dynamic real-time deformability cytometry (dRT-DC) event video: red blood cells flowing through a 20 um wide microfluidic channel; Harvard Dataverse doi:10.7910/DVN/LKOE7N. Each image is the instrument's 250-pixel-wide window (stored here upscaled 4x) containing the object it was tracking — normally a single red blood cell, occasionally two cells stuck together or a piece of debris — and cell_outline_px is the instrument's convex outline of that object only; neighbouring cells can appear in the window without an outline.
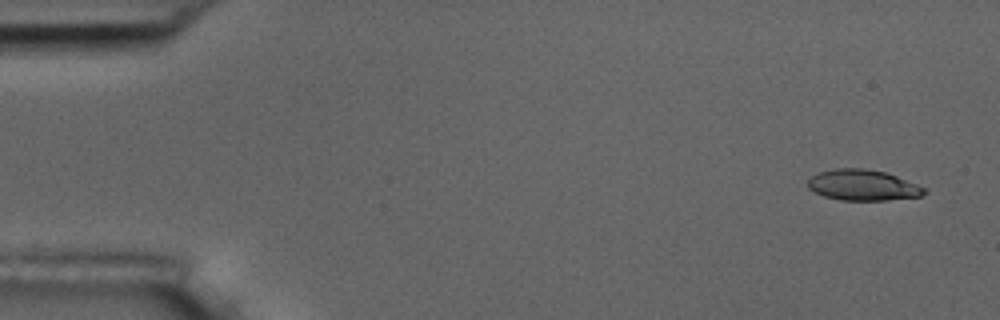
{"species": "common noctule bat (a hibernating species)", "species_latin": "Nyctalus noctula", "temperature_condition": "room temperature", "stored_images_in_passage": 8, "camera_frame_rate_fps": 3000, "um_per_image_px": 0.085, "animal": {"sex": "male", "body_mass_g": 17.5, "forearm_length_mm": 52.3}, "frame": {"image": 1, "passage_image": 1, "time_ms": 0.0, "image_size_px": [1000, 320], "cell_outline_px": [[928, 192], [920, 196], [884, 200], [840, 200], [824, 196], [808, 188], [808, 180], [816, 172], [836, 168], [864, 168], [884, 172], [896, 176], [916, 184], [924, 188]], "centroid_in_image_um": [73.3, 15.73], "position_along_channel_um": 11.7, "area_um2": 20.75}}
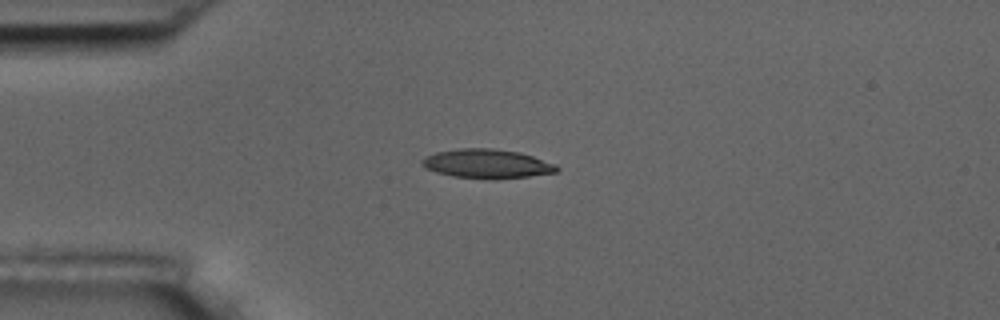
{"frame": {"image": 2, "passage_image": 4, "time_ms": 3.667, "image_size_px": [1000, 320], "cell_outline_px": [[560, 168], [556, 172], [528, 176], [496, 180], [492, 180], [452, 176], [436, 172], [424, 168], [420, 164], [420, 160], [424, 156], [436, 152], [460, 148], [492, 148], [520, 152], [556, 164]], "centroid_in_image_um": [41.35, 13.92], "position_along_channel_um": 43.6, "area_um2": 23.18}}
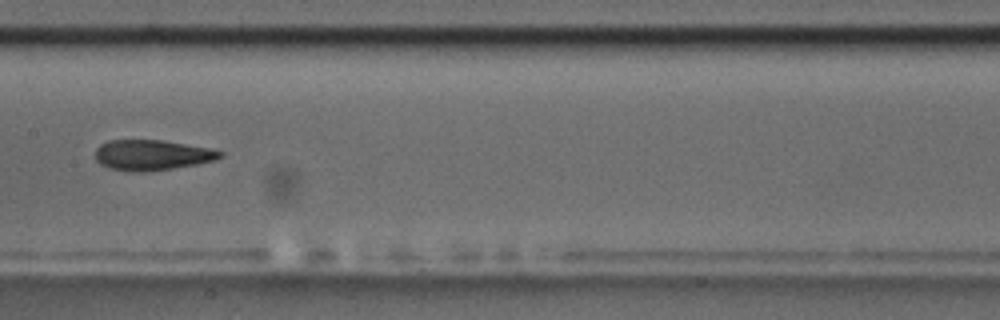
{"frame": {"image": 3, "passage_image": 8, "time_ms": 8.333, "image_size_px": [1000, 320], "cell_outline_px": [[224, 156], [216, 160], [196, 164], [148, 172], [132, 172], [112, 168], [100, 164], [96, 160], [96, 148], [100, 144], [108, 140], [160, 140], [212, 148], [224, 152]], "centroid_in_image_um": [12.95, 13.18], "position_along_channel_um": 194.5, "area_um2": 22.2}}